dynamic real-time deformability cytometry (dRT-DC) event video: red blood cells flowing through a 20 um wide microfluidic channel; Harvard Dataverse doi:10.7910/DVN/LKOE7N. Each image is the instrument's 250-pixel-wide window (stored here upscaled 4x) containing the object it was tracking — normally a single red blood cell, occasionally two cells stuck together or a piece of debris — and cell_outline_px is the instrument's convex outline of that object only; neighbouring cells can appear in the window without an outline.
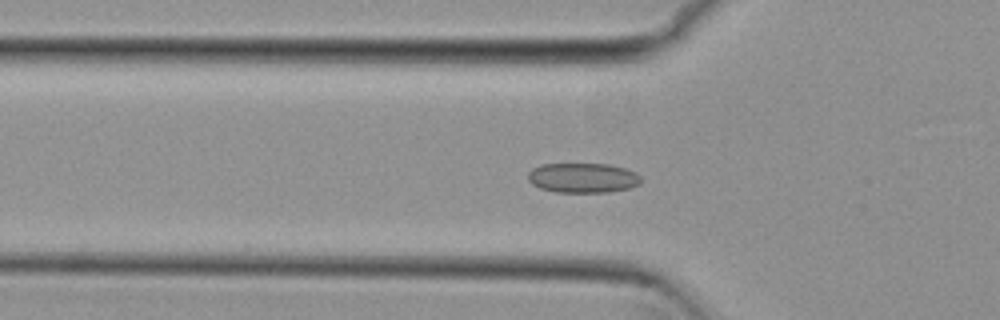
{"species": "common noctule bat (a hibernating species)", "species_latin": "Nyctalus noctula", "temperature_condition": "cold", "stored_images_in_passage": 43, "camera_frame_rate_fps": 3000, "um_per_image_px": 0.085, "animal": {"sex": "female", "body_mass_g": 29.2, "forearm_length_mm": 56.3}, "frame": {"image": 1, "passage_image": 6, "time_ms": 1.667, "image_size_px": [1000, 320], "cell_outline_px": [[640, 184], [628, 188], [608, 192], [556, 192], [540, 188], [532, 184], [528, 180], [528, 172], [532, 168], [540, 164], [608, 164], [624, 168], [636, 172], [640, 176]], "centroid_in_image_um": [49.52, 15.11], "position_along_channel_um": 76.3, "area_um2": 19.65}}
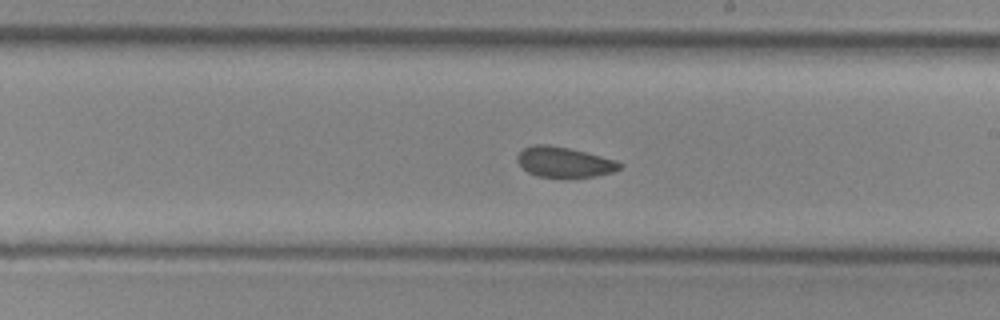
{"frame": {"image": 2, "passage_image": 19, "time_ms": 6.0, "image_size_px": [1000, 320], "cell_outline_px": [[624, 164], [620, 168], [612, 172], [596, 176], [536, 176], [528, 172], [516, 160], [516, 156], [524, 148], [532, 144], [548, 144], [568, 148], [616, 160]], "centroid_in_image_um": [47.94, 13.76], "position_along_channel_um": 241.1, "area_um2": 17.74}}
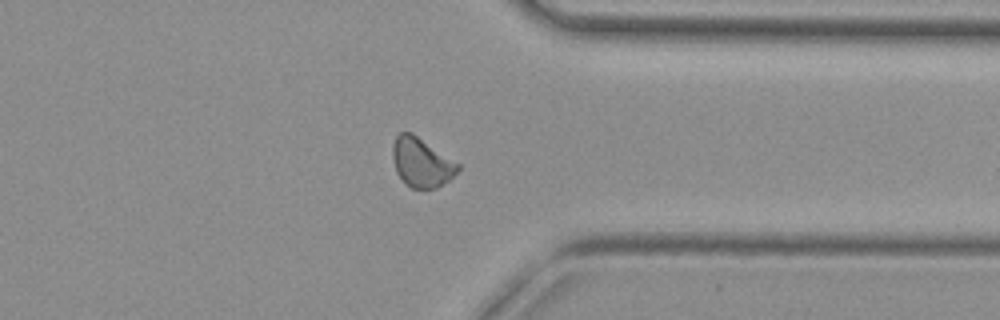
{"frame": {"image": 3, "passage_image": 30, "time_ms": 9.667, "image_size_px": [1000, 320], "cell_outline_px": [[460, 168], [448, 180], [436, 188], [412, 188], [396, 172], [392, 160], [392, 144], [396, 136], [400, 132], [412, 132], [460, 164]], "centroid_in_image_um": [35.8, 13.77], "position_along_channel_um": 375.6, "area_um2": 18.55}, "authors_computed_cell_mechanics": {"area_um2": 18.785, "velocity_mm_per_s": 3.7976, "shape_relaxation_time_tau1_ms": null, "shape_relaxation_time_tau2_ms": 2.5413, "deformation_change_tau1": null, "deformation_change_tau2": 0.0714}}